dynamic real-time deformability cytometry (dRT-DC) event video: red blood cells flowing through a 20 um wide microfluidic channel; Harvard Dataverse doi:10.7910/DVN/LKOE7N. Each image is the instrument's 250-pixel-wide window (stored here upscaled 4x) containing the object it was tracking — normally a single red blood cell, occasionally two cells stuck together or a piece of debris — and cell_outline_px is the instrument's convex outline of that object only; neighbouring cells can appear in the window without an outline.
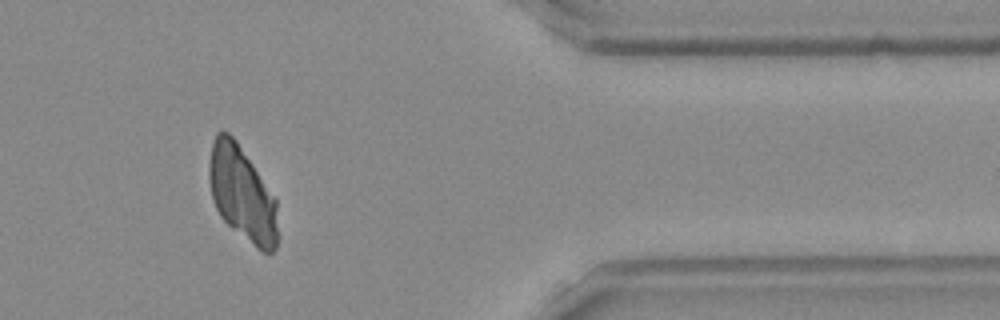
{"species": "Egyptian fruit bat (a non-hibernating species)", "species_latin": "Rousettus aegyptiacus", "temperature_condition": "room temperature", "stored_images_in_passage": 48, "camera_frame_rate_fps": 3000, "um_per_image_px": 0.085, "frame": {"image": 1, "passage_image": 42, "time_ms": 13.667, "image_size_px": [1000, 320], "cell_outline_px": [[280, 236], [276, 248], [272, 252], [264, 252], [256, 248], [232, 228], [220, 216], [212, 200], [208, 176], [208, 164], [212, 144], [216, 132], [228, 132], [236, 140], [276, 200]], "centroid_in_image_um": [20.59, 16.51], "position_along_channel_um": 390.8, "area_um2": 38.03}}